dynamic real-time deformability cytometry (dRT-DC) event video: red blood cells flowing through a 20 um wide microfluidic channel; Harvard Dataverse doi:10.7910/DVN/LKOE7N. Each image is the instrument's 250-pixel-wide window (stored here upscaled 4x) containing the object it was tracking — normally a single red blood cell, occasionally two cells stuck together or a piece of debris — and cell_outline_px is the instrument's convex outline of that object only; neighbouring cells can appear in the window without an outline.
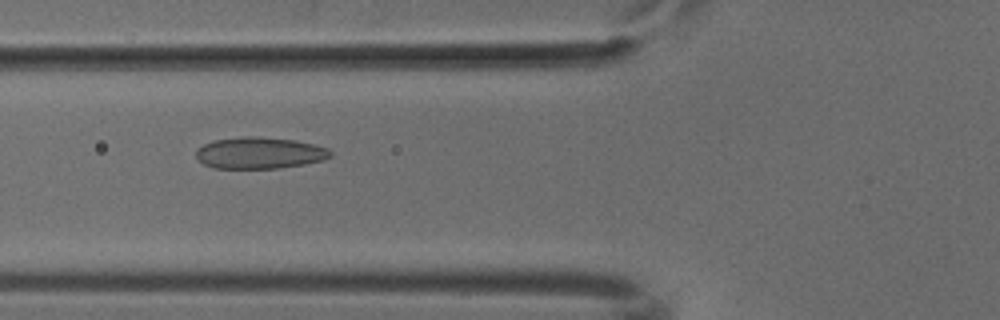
{"species": "common noctule bat (a hibernating species)", "species_latin": "Nyctalus noctula", "temperature_condition": "cold", "stored_images_in_passage": 35, "camera_frame_rate_fps": 3000, "um_per_image_px": 0.085, "animal": {"sex": "male", "body_mass_g": 18.8}, "frame": {"image": 1, "passage_image": 3, "time_ms": 0.667, "image_size_px": [1000, 320], "cell_outline_px": [[332, 156], [324, 160], [304, 164], [276, 168], [212, 168], [196, 160], [196, 148], [204, 144], [216, 140], [244, 136], [256, 136], [296, 140], [328, 148], [332, 152]], "centroid_in_image_um": [22.05, 13.0], "position_along_channel_um": 103.8, "area_um2": 24.8}}
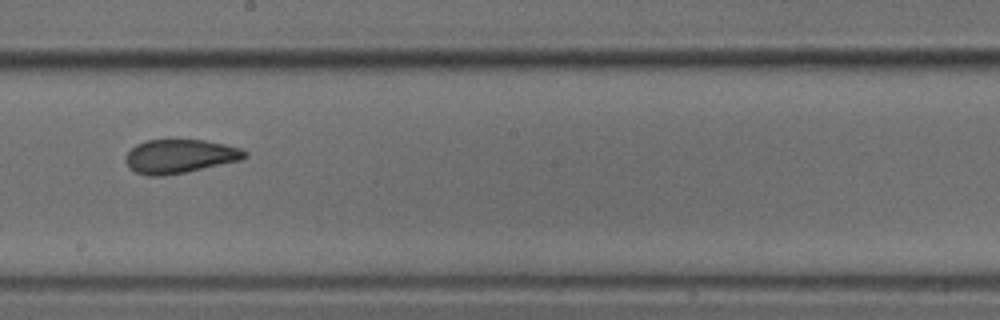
{"frame": {"image": 2, "passage_image": 13, "time_ms": 4.0, "image_size_px": [1000, 320], "cell_outline_px": [[248, 156], [240, 160], [184, 172], [164, 176], [148, 176], [136, 172], [128, 168], [124, 160], [124, 156], [136, 144], [148, 140], [204, 140], [224, 144], [240, 148], [248, 152]], "centroid_in_image_um": [15.24, 13.28], "position_along_channel_um": 233.0, "area_um2": 23.41}}
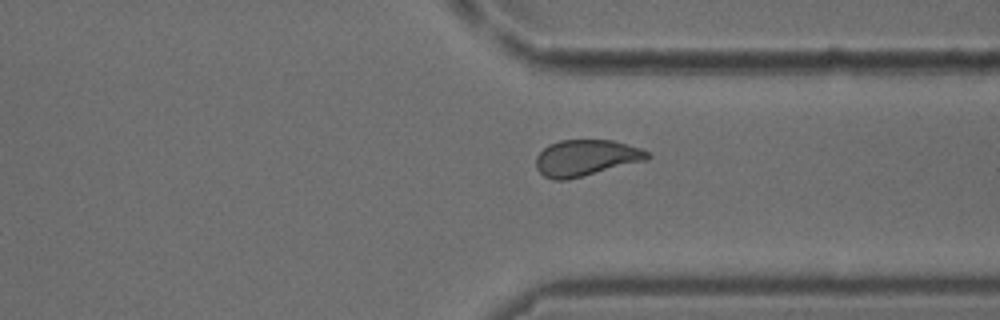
{"frame": {"image": 3, "passage_image": 23, "time_ms": 7.333, "image_size_px": [1000, 320], "cell_outline_px": [[652, 156], [648, 160], [568, 180], [552, 180], [544, 176], [536, 168], [536, 156], [548, 144], [560, 140], [612, 140], [640, 148], [648, 152]], "centroid_in_image_um": [49.81, 13.43], "position_along_channel_um": 361.6, "area_um2": 23.7}}